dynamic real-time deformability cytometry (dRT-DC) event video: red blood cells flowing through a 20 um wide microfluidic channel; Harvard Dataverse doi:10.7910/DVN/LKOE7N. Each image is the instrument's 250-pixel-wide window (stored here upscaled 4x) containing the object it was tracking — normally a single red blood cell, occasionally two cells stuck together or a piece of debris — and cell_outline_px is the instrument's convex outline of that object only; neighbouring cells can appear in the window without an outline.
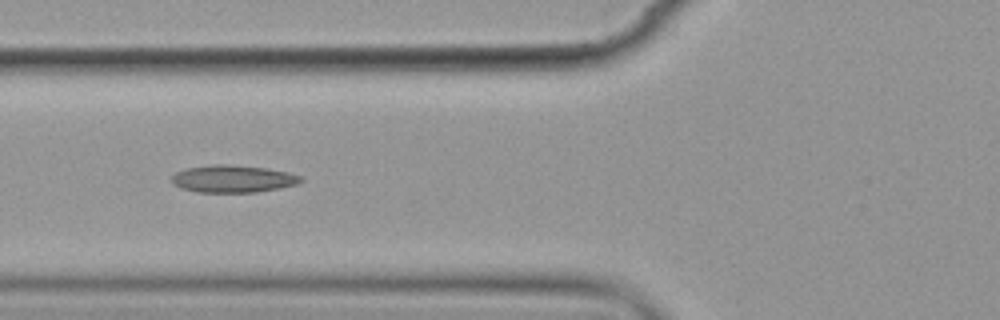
{"species": "common noctule bat (a hibernating species)", "species_latin": "Nyctalus noctula", "temperature_condition": "cold", "stored_images_in_passage": 11, "camera_frame_rate_fps": 3000, "um_per_image_px": 0.085, "animal": {"sex": "female", "body_mass_g": 19.9}, "frame": {"image": 1, "passage_image": 2, "time_ms": 1.0, "image_size_px": [1000, 320], "cell_outline_px": [[304, 180], [296, 184], [256, 192], [196, 192], [180, 188], [172, 184], [172, 176], [176, 172], [188, 168], [216, 164], [224, 164], [264, 168], [288, 172], [300, 176]], "centroid_in_image_um": [19.76, 15.2], "position_along_channel_um": 106.0, "area_um2": 20.29}}
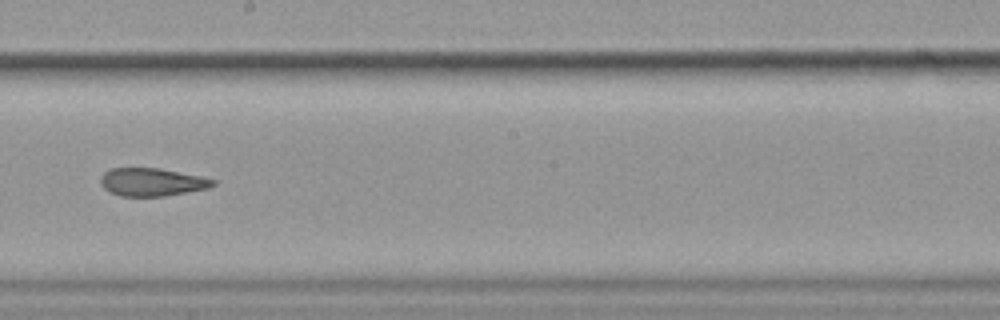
{"frame": {"image": 2, "passage_image": 5, "time_ms": 4.667, "image_size_px": [1000, 320], "cell_outline_px": [[216, 184], [208, 188], [164, 196], [120, 196], [104, 188], [100, 184], [100, 176], [104, 172], [112, 168], [160, 168], [200, 176], [216, 180]], "centroid_in_image_um": [12.9, 15.47], "position_along_channel_um": 235.3, "area_um2": 18.26}}
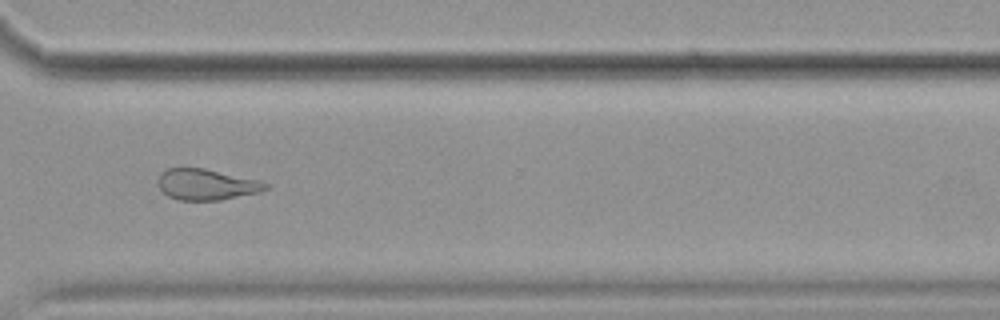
{"frame": {"image": 3, "passage_image": 8, "time_ms": 8.0, "image_size_px": [1000, 320], "cell_outline_px": [[268, 188], [260, 192], [220, 200], [176, 200], [168, 196], [156, 184], [156, 180], [160, 172], [168, 168], [204, 168], [256, 180], [268, 184]], "centroid_in_image_um": [17.48, 15.68], "position_along_channel_um": 353.1, "area_um2": 19.36}, "authors_computed_cell_mechanics": {"area_um2": 19.7098, "velocity_mm_per_s": 3.5378, "shape_relaxation_time_tau1_ms": null, "shape_relaxation_time_tau2_ms": 3.0075, "deformation_change_tau1": null, "deformation_change_tau2": 0.0859}}